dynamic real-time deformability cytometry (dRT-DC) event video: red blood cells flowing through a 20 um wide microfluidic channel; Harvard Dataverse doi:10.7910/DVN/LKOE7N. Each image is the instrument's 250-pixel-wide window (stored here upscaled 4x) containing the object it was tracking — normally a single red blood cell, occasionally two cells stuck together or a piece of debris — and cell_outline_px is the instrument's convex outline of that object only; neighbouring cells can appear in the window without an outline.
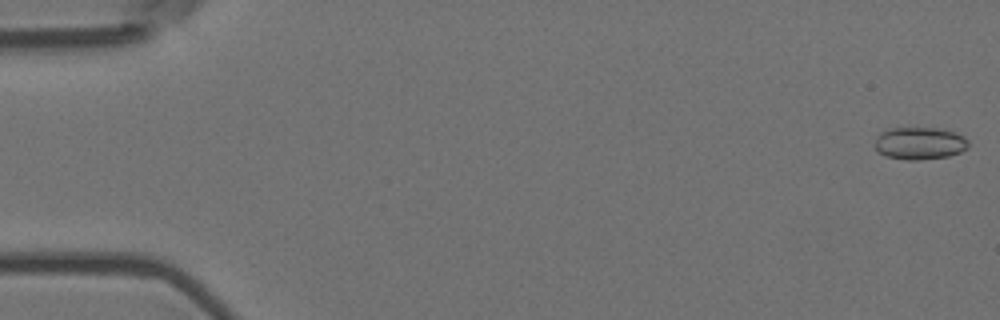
{"species": "Egyptian fruit bat (a non-hibernating species)", "species_latin": "Rousettus aegyptiacus", "temperature_condition": "room temperature", "stored_images_in_passage": 55, "camera_frame_rate_fps": 3000, "um_per_image_px": 0.085, "animal": {"sex": "female"}, "frame": {"image": 1, "passage_image": 1, "time_ms": 0.0, "image_size_px": [1000, 320], "cell_outline_px": [[968, 148], [960, 152], [948, 156], [916, 160], [908, 160], [884, 156], [876, 148], [876, 136], [880, 132], [888, 128], [936, 128], [956, 132], [964, 136], [968, 140]], "centroid_in_image_um": [78.18, 12.17], "position_along_channel_um": 6.8, "area_um2": 17.69}}
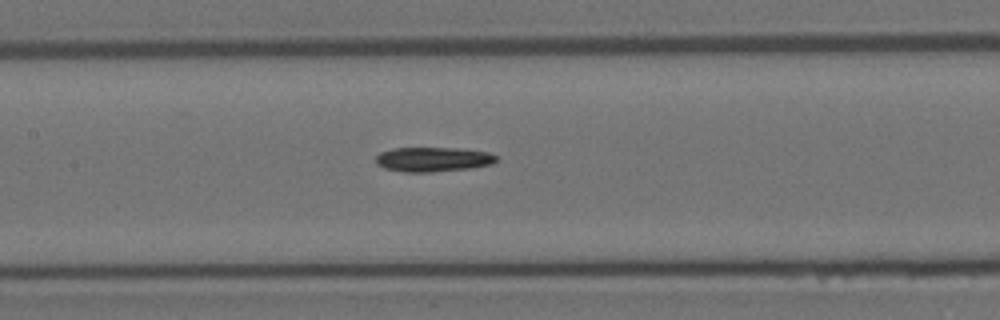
{"frame": {"image": 2, "passage_image": 26, "time_ms": 8.333, "image_size_px": [1000, 320], "cell_outline_px": [[496, 160], [492, 164], [472, 168], [432, 172], [404, 172], [384, 168], [376, 164], [376, 156], [380, 152], [392, 148], [456, 148], [488, 152], [496, 156]], "centroid_in_image_um": [36.78, 13.55], "position_along_channel_um": 170.6, "area_um2": 17.28}}
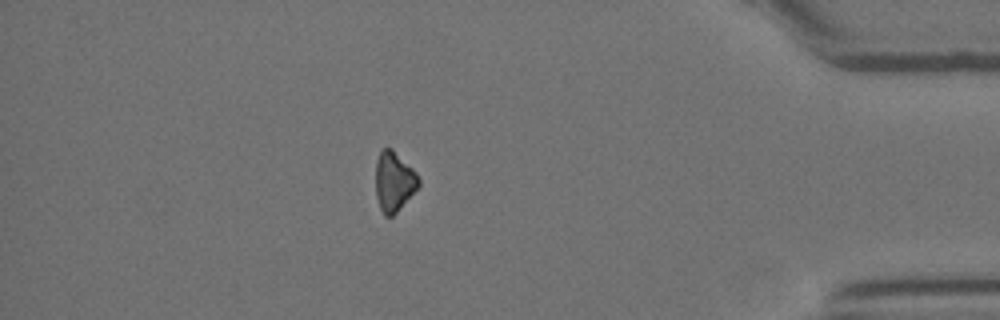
{"frame": {"image": 3, "passage_image": 48, "time_ms": 15.667, "image_size_px": [1000, 320], "cell_outline_px": [[420, 184], [396, 212], [392, 216], [384, 216], [380, 208], [376, 196], [376, 160], [380, 152], [384, 148], [392, 148], [416, 172], [420, 180]], "centroid_in_image_um": [33.47, 15.41], "position_along_channel_um": 401.7, "area_um2": 14.74}, "authors_computed_cell_mechanics": {"area_um2": 16.9354, "velocity_mm_per_s": 3.7049, "shape_relaxation_time_tau1_ms": 8.2734, "shape_relaxation_time_tau2_ms": null, "deformation_change_tau1": 0.1678, "deformation_change_tau2": null}}